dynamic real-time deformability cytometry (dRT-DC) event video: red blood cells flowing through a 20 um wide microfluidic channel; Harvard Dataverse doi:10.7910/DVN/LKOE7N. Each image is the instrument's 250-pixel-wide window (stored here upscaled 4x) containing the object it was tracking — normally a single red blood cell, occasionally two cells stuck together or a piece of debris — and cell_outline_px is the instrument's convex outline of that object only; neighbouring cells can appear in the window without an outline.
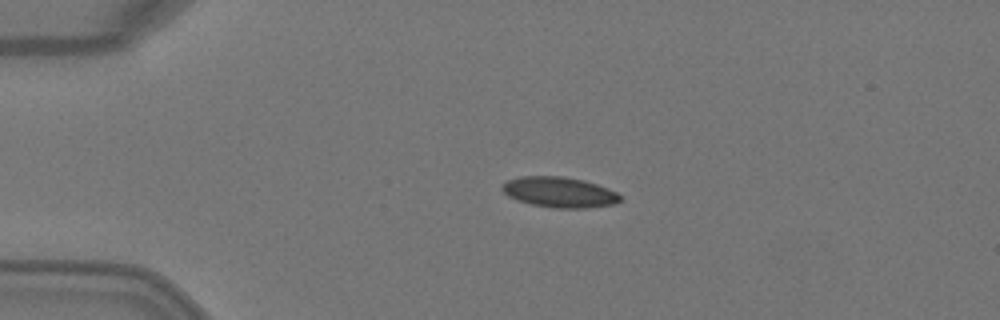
{"species": "Egyptian fruit bat (a non-hibernating species)", "species_latin": "Rousettus aegyptiacus", "temperature_condition": "warm", "stored_images_in_passage": 5, "segment_of_instrument_passage": [1, 2], "camera_frame_rate_fps": 3000, "um_per_image_px": 0.085, "animal": {"sex": "female"}, "frame": {"image": 1, "passage_image": 3, "time_ms": 0.667, "image_size_px": [1000, 320], "cell_outline_px": [[620, 200], [616, 204], [588, 208], [556, 208], [532, 204], [508, 196], [500, 188], [508, 180], [520, 176], [564, 176], [584, 180], [608, 188], [616, 192], [620, 196]], "centroid_in_image_um": [47.57, 16.33], "position_along_channel_um": 37.4, "area_um2": 20.87}}